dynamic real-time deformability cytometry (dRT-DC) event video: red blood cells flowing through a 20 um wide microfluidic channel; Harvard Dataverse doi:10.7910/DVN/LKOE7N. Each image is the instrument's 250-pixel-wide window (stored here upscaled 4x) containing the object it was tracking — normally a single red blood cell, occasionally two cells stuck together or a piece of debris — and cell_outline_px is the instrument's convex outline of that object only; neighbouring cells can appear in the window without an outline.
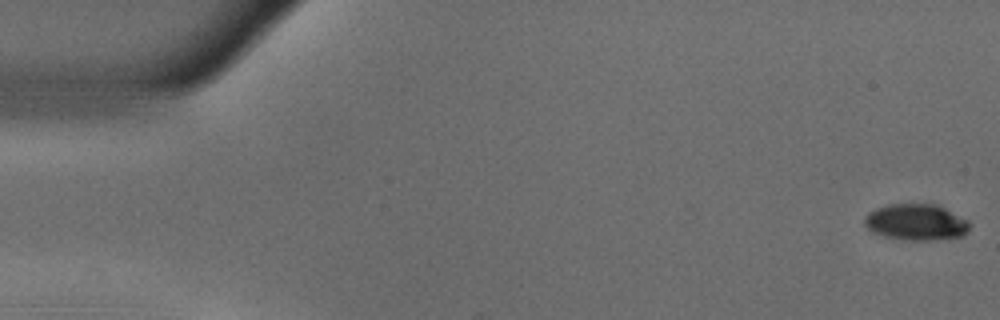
{"species": "common noctule bat (a hibernating species)", "species_latin": "Nyctalus noctula", "temperature_condition": "warm", "stored_images_in_passage": 52, "camera_frame_rate_fps": 3000, "um_per_image_px": 0.085, "animal": {"sex": "male", "body_mass_g": 18.8}, "frame": {"image": 1, "passage_image": 1, "time_ms": 0.0, "image_size_px": [1000, 320], "cell_outline_px": [[972, 224], [968, 232], [964, 236], [932, 240], [904, 240], [884, 236], [872, 232], [864, 224], [864, 216], [868, 212], [876, 208], [892, 204], [936, 204], [968, 220]], "centroid_in_image_um": [77.88, 18.89], "position_along_channel_um": 7.1, "area_um2": 22.37}}
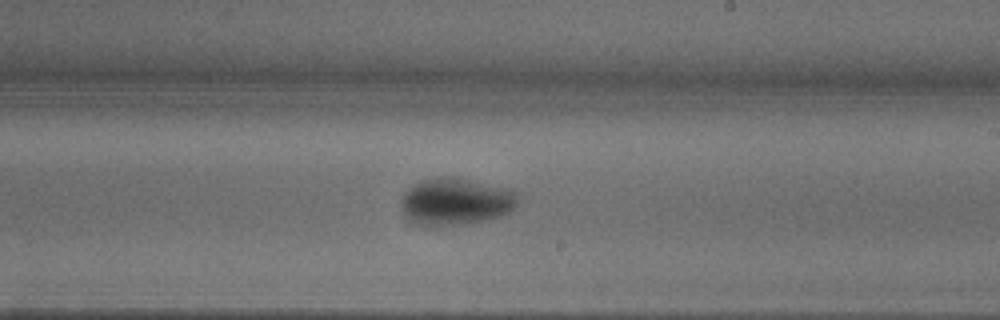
{"frame": {"image": 2, "passage_image": 32, "time_ms": 10.333, "image_size_px": [1000, 320], "cell_outline_px": [[520, 196], [516, 204], [508, 212], [500, 216], [488, 220], [464, 224], [416, 224], [408, 220], [404, 216], [400, 208], [400, 200], [404, 192], [412, 184], [420, 180], [440, 176], [452, 176], [512, 188]], "centroid_in_image_um": [38.72, 17.09], "position_along_channel_um": 250.3, "area_um2": 32.48}}
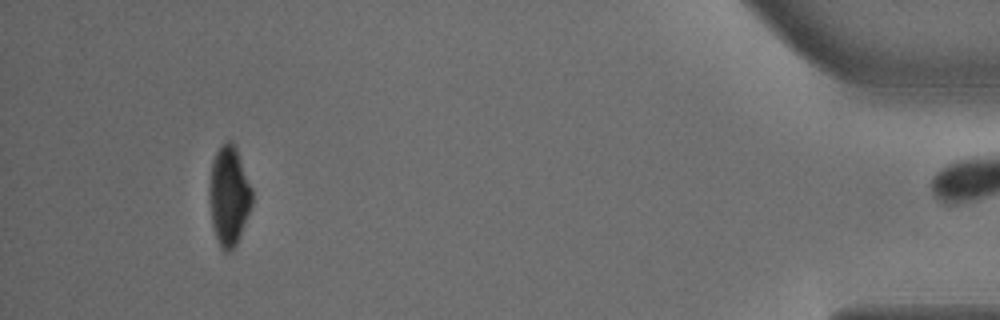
{"frame": {"image": 3, "passage_image": 51, "time_ms": 16.667, "image_size_px": [1000, 320], "cell_outline_px": [[252, 204], [240, 236], [232, 252], [224, 252], [220, 248], [212, 224], [208, 200], [208, 188], [212, 160], [216, 152], [228, 140], [232, 140], [236, 148], [252, 188]], "centroid_in_image_um": [19.44, 16.67], "position_along_channel_um": 415.8, "area_um2": 24.91}, "authors_computed_cell_mechanics": {"area_um2": 27.3972, "velocity_mm_per_s": 3.6988, "shape_relaxation_time_tau1_ms": 6.6396, "shape_relaxation_time_tau2_ms": 3.3512, "deformation_change_tau1": 0.1923, "deformation_change_tau2": 0.0444}}